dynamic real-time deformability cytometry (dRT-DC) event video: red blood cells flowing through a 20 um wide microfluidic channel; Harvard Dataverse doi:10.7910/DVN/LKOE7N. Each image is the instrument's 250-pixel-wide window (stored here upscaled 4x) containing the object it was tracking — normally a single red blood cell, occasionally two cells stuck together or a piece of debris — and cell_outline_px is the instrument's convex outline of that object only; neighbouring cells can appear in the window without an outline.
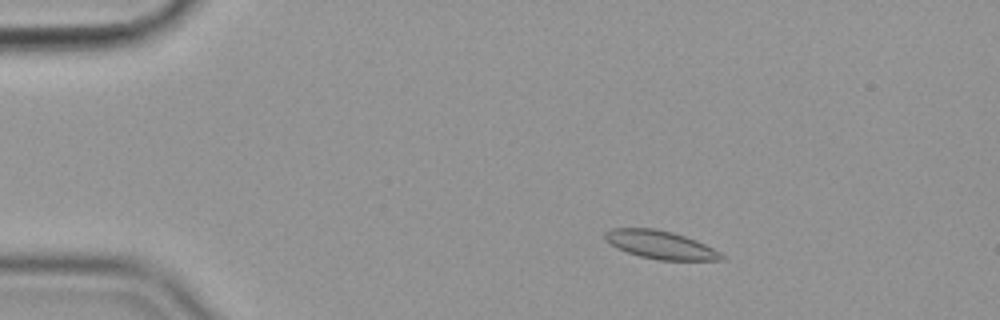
{"species": "common noctule bat (a hibernating species)", "species_latin": "Nyctalus noctula", "temperature_condition": "cold", "stored_images_in_passage": 56, "camera_frame_rate_fps": 3000, "um_per_image_px": 0.085, "animal": {"sex": "female", "body_mass_g": 19.9}, "frame": {"image": 1, "passage_image": 9, "time_ms": 2.667, "image_size_px": [1000, 320], "cell_outline_px": [[724, 260], [656, 260], [640, 256], [616, 248], [604, 236], [604, 232], [612, 228], [656, 228], [672, 232], [696, 240], [720, 252], [724, 256]], "centroid_in_image_um": [56.14, 20.8], "position_along_channel_um": 28.9, "area_um2": 18.96}}
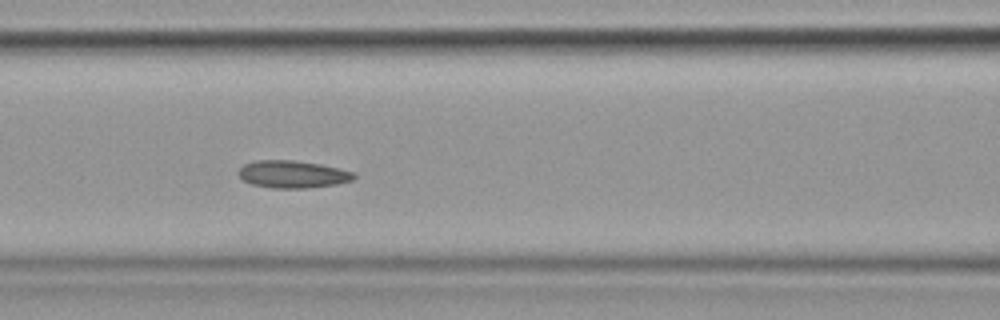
{"frame": {"image": 2, "passage_image": 24, "time_ms": 7.667, "image_size_px": [1000, 320], "cell_outline_px": [[356, 176], [352, 180], [336, 184], [308, 188], [272, 188], [252, 184], [244, 180], [236, 172], [244, 164], [256, 160], [292, 160], [320, 164], [340, 168], [356, 172]], "centroid_in_image_um": [24.89, 14.81], "position_along_channel_um": 141.7, "area_um2": 18.5}}
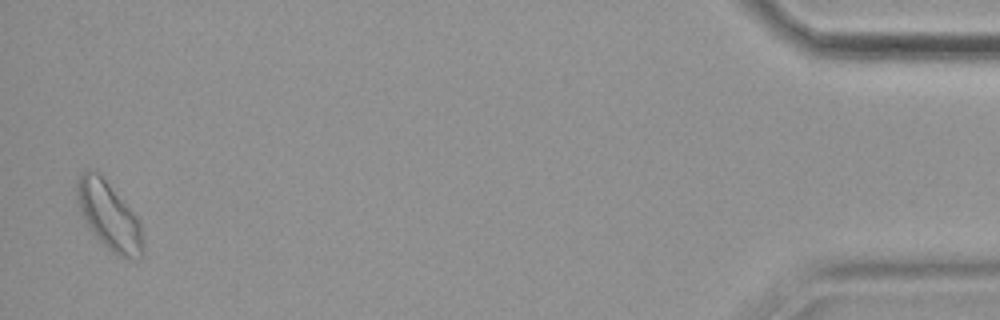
{"frame": {"image": 3, "passage_image": 55, "time_ms": 18.0, "image_size_px": [1000, 320], "cell_outline_px": [[144, 256], [140, 260], [128, 260], [112, 252], [88, 228], [80, 212], [76, 196], [76, 180], [84, 172], [100, 172], [140, 220], [144, 244]], "centroid_in_image_um": [9.31, 18.4], "position_along_channel_um": 425.9, "area_um2": 26.41}, "authors_computed_cell_mechanics": {"area_um2": 19.1607, "velocity_mm_per_s": 3.539, "shape_relaxation_time_tau1_ms": null, "shape_relaxation_time_tau2_ms": 3.3175, "deformation_change_tau1": null, "deformation_change_tau2": 0.0678}}